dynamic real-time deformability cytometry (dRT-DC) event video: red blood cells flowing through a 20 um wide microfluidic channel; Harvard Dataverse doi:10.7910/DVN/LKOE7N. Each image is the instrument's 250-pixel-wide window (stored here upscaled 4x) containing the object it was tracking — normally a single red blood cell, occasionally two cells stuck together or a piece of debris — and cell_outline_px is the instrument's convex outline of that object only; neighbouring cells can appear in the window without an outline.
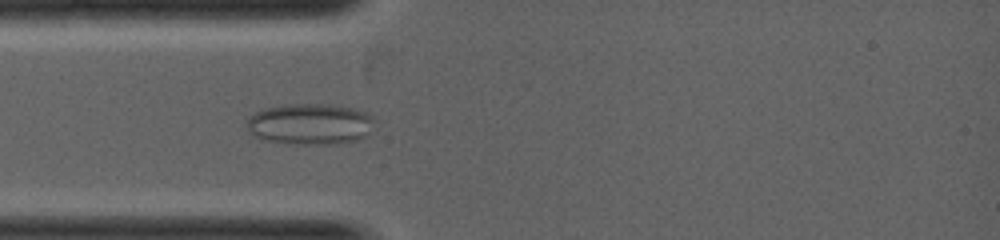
{"species": "common noctule bat (a hibernating species)", "species_latin": "Nyctalus noctula", "temperature_condition": "warm", "stored_images_in_passage": 4, "camera_frame_rate_fps": 5000, "um_per_image_px": 0.085, "animal": {"sex": "female", "body_mass_g": 19.0, "forearm_length_mm": 53.3}, "frame": {"image": 1, "passage_image": 4, "time_ms": 1.2, "image_size_px": [1000, 240], "cell_outline_px": [[372, 120], [368, 132], [364, 136], [356, 140], [336, 144], [288, 144], [268, 140], [252, 136], [248, 128], [248, 116], [264, 108], [284, 104], [332, 104], [352, 108], [368, 112], [372, 116]], "centroid_in_image_um": [26.32, 10.54], "position_along_channel_um": 58.7, "area_um2": 30.58}}